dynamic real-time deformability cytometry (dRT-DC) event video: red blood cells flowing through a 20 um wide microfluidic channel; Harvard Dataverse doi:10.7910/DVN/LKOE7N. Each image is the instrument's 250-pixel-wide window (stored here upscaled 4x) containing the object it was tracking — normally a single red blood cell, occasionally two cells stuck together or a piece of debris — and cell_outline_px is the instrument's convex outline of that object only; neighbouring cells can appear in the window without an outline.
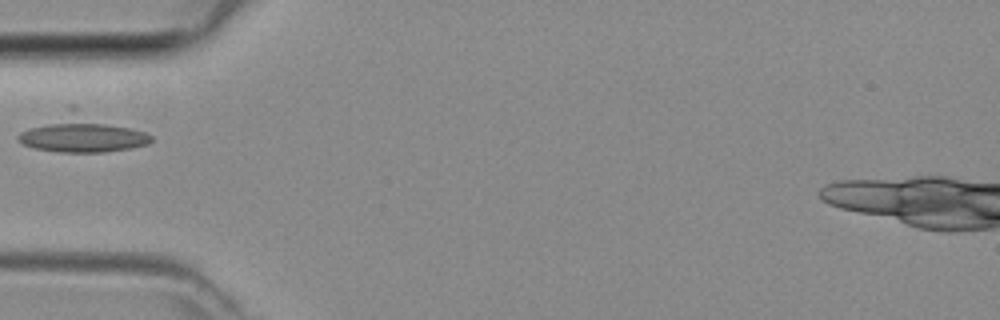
{"species": "common noctule bat (a hibernating species)", "species_latin": "Nyctalus noctula", "temperature_condition": "room temperature", "stored_images_in_passage": 3, "camera_frame_rate_fps": 3000, "um_per_image_px": 0.085, "animal": {"sex": "female", "body_mass_g": 29.2, "forearm_length_mm": 56.3}, "frame": {"image": 1, "passage_image": 1, "time_ms": 0.0, "image_size_px": [1000, 320], "cell_outline_px": [[152, 140], [148, 144], [128, 148], [104, 152], [60, 152], [36, 148], [24, 144], [16, 136], [20, 132], [68, 104], [72, 104], [144, 132], [152, 136]], "centroid_in_image_um": [6.92, 11.28], "position_along_channel_um": 78.1, "area_um2": 29.36}}